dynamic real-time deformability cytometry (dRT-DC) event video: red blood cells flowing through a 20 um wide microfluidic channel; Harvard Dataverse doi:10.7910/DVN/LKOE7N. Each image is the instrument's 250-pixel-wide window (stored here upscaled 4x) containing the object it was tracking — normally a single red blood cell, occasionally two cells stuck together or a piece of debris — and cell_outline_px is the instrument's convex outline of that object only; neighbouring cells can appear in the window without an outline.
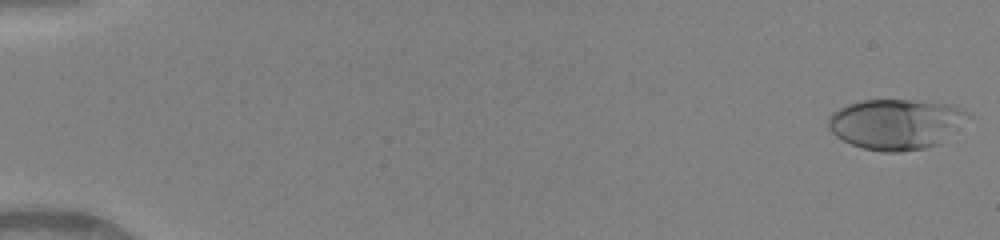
{"species": "human", "species_latin": "Homo sapiens", "temperature_condition": "warm", "stored_images_in_passage": 50, "camera_frame_rate_fps": 3000, "um_per_image_px": 0.085, "donor": {"sex": "female"}, "frame": {"image": 1, "passage_image": 2, "time_ms": 0.333, "image_size_px": [1000, 240], "cell_outline_px": [[964, 112], [956, 128], [940, 144], [924, 148], [900, 152], [884, 152], [864, 148], [852, 144], [836, 136], [828, 128], [828, 116], [832, 112], [848, 104], [860, 100], [932, 100], [948, 104], [960, 108]], "centroid_in_image_um": [76.06, 10.53], "position_along_channel_um": 8.9, "area_um2": 40.46}}
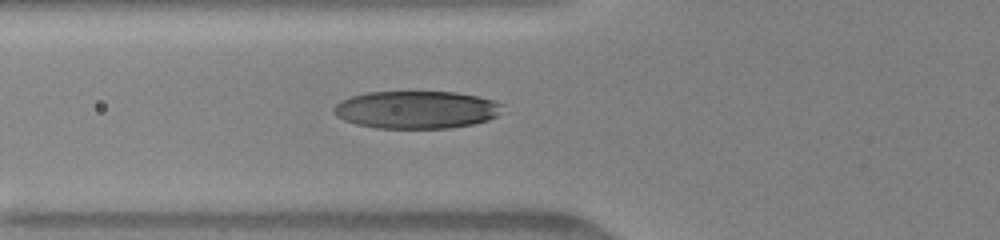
{"frame": {"image": 2, "passage_image": 20, "time_ms": 6.333, "image_size_px": [1000, 240], "cell_outline_px": [[504, 104], [496, 116], [488, 120], [472, 124], [448, 128], [376, 128], [356, 124], [344, 120], [336, 116], [332, 112], [332, 108], [340, 100], [348, 96], [368, 92], [456, 92], [476, 96], [492, 100]], "centroid_in_image_um": [35.33, 9.32], "position_along_channel_um": 90.5, "area_um2": 37.11}}
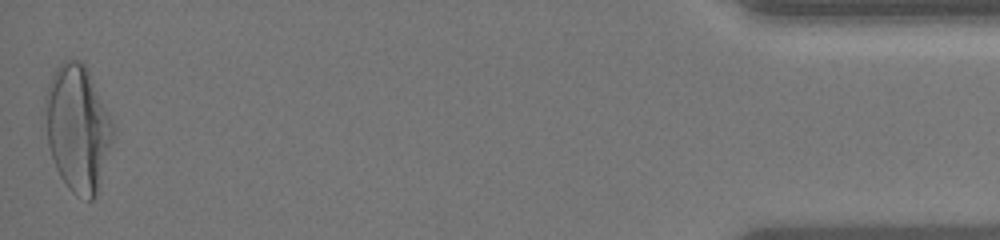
{"frame": {"image": 3, "passage_image": 50, "time_ms": 16.333, "image_size_px": [1000, 240], "cell_outline_px": [[112, 144], [96, 196], [92, 200], [88, 200], [76, 196], [68, 188], [60, 176], [56, 168], [48, 144], [44, 100], [44, 96], [52, 72], [64, 60], [80, 60], [84, 64], [112, 120]], "centroid_in_image_um": [6.58, 10.91], "position_along_channel_um": 428.6, "area_um2": 49.53}, "authors_computed_cell_mechanics": {"area_um2": 37.9746, "velocity_mm_per_s": 4.163, "shape_relaxation_time_tau1_ms": 4.5514, "shape_relaxation_time_tau2_ms": null, "deformation_change_tau1": 0.231, "deformation_change_tau2": null}}